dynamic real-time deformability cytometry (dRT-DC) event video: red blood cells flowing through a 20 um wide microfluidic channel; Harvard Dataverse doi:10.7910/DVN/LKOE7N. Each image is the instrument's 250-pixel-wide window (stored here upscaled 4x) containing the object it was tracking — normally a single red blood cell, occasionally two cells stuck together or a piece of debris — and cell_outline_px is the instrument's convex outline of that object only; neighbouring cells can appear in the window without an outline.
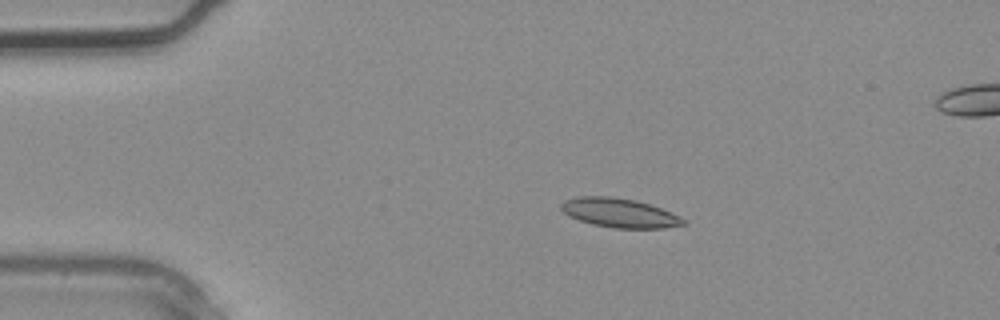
{"species": "common noctule bat (a hibernating species)", "species_latin": "Nyctalus noctula", "temperature_condition": "warm", "stored_images_in_passage": 3, "camera_frame_rate_fps": 3000, "um_per_image_px": 0.085, "animal": {"sex": "male", "body_mass_g": 20.4}, "frame": {"image": 1, "passage_image": 1, "time_ms": 0.0, "image_size_px": [1000, 320], "cell_outline_px": [[688, 224], [664, 228], [616, 228], [592, 224], [580, 220], [564, 212], [560, 208], [560, 204], [564, 200], [580, 196], [608, 196], [636, 200], [660, 208], [680, 216]], "centroid_in_image_um": [52.66, 18.09], "position_along_channel_um": 32.3, "area_um2": 20.58}}